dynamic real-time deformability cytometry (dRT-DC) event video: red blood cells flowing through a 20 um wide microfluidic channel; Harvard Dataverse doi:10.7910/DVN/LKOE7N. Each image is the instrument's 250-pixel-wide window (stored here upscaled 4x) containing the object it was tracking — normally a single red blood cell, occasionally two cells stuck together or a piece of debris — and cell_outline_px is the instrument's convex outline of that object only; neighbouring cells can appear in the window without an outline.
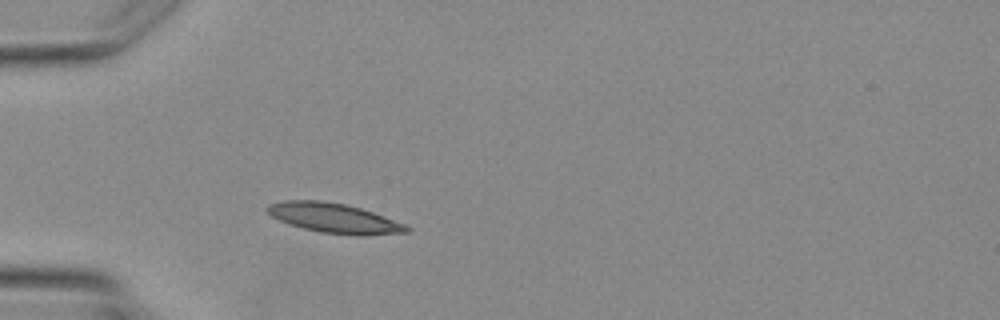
{"species": "Egyptian fruit bat (a non-hibernating species)", "species_latin": "Rousettus aegyptiacus", "temperature_condition": "warm", "stored_images_in_passage": 1, "camera_frame_rate_fps": 3000, "um_per_image_px": 0.085, "animal": {"sex": "female"}, "frame": {"image": 1, "passage_image": 1, "time_ms": 0.0, "image_size_px": [1000, 320], "cell_outline_px": [[412, 228], [408, 232], [364, 236], [360, 236], [320, 232], [288, 224], [272, 216], [264, 208], [268, 204], [284, 200], [320, 200], [344, 204], [360, 208], [408, 224]], "centroid_in_image_um": [28.43, 18.54], "position_along_channel_um": 56.6, "area_um2": 24.28}}